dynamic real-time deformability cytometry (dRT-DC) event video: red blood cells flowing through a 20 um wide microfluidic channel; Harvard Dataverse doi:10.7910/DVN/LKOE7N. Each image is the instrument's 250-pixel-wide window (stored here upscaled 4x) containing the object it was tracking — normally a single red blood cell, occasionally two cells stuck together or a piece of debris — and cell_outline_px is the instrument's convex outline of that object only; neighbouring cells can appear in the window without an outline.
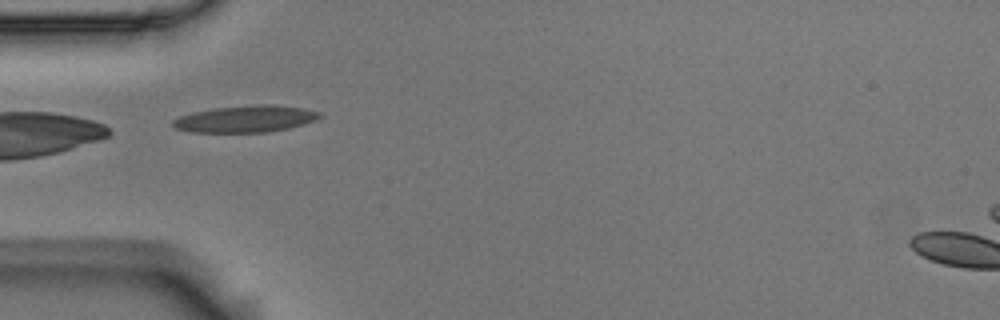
{"species": "Egyptian fruit bat (a non-hibernating species)", "species_latin": "Rousettus aegyptiacus", "temperature_condition": "room temperature", "stored_images_in_passage": 5, "camera_frame_rate_fps": 3000, "um_per_image_px": 0.085, "animal": {"sex": "male"}, "frame": {"image": 1, "passage_image": 5, "time_ms": 1.333, "image_size_px": [1000, 320], "cell_outline_px": [[320, 116], [316, 120], [304, 124], [288, 128], [268, 132], [192, 132], [176, 128], [172, 124], [172, 120], [180, 116], [192, 112], [212, 108], [260, 104], [272, 104], [304, 108], [320, 112]], "centroid_in_image_um": [20.87, 10.1], "position_along_channel_um": 64.1, "area_um2": 22.89}}